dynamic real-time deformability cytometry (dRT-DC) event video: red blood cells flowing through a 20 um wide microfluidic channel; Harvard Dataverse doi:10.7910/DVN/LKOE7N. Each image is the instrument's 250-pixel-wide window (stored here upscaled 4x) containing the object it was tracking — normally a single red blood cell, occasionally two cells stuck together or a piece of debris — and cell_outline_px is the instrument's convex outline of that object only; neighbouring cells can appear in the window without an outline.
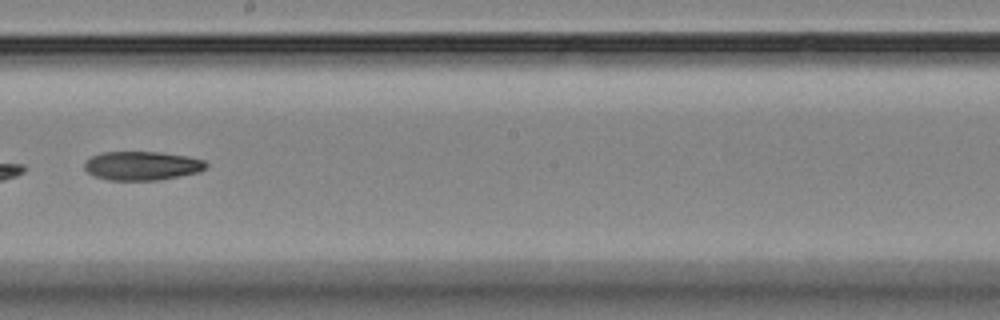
{"species": "Egyptian fruit bat (a non-hibernating species)", "species_latin": "Rousettus aegyptiacus", "temperature_condition": "room temperature", "stored_images_in_passage": 15, "camera_frame_rate_fps": 3000, "um_per_image_px": 0.085, "animal": {"sex": "female"}, "frame": {"image": 1, "passage_image": 10, "time_ms": 10.333, "image_size_px": [1000, 320], "cell_outline_px": [[208, 164], [200, 172], [160, 180], [108, 180], [96, 176], [88, 172], [84, 168], [84, 164], [92, 156], [100, 152], [160, 152], [188, 156], [204, 160]], "centroid_in_image_um": [12.09, 14.09], "position_along_channel_um": 236.1, "area_um2": 20.46}}
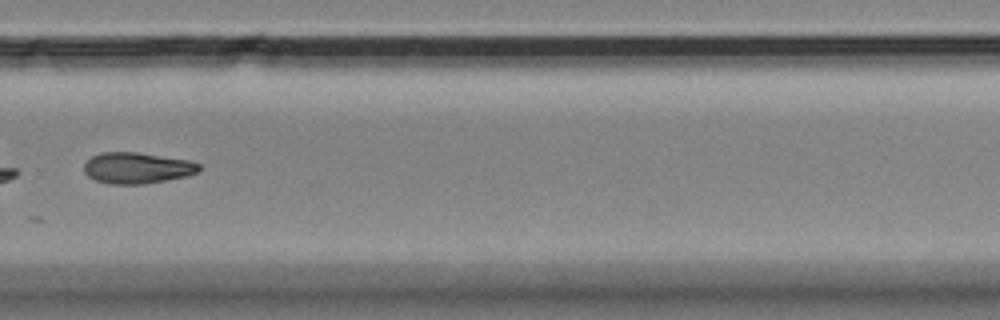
{"frame": {"image": 2, "passage_image": 12, "time_ms": 12.667, "image_size_px": [1000, 320], "cell_outline_px": [[200, 172], [188, 176], [144, 184], [108, 184], [96, 180], [88, 176], [84, 172], [84, 164], [92, 156], [100, 152], [136, 152], [188, 160], [200, 164]], "centroid_in_image_um": [11.66, 14.28], "position_along_channel_um": 318.1, "area_um2": 20.92}, "authors_computed_cell_mechanics": {"area_um2": 23.698, "velocity_mm_per_s": 3.5259, "shape_relaxation_time_tau1_ms": null, "shape_relaxation_time_tau2_ms": 3.3299, "deformation_change_tau1": null, "deformation_change_tau2": 0.0669}}